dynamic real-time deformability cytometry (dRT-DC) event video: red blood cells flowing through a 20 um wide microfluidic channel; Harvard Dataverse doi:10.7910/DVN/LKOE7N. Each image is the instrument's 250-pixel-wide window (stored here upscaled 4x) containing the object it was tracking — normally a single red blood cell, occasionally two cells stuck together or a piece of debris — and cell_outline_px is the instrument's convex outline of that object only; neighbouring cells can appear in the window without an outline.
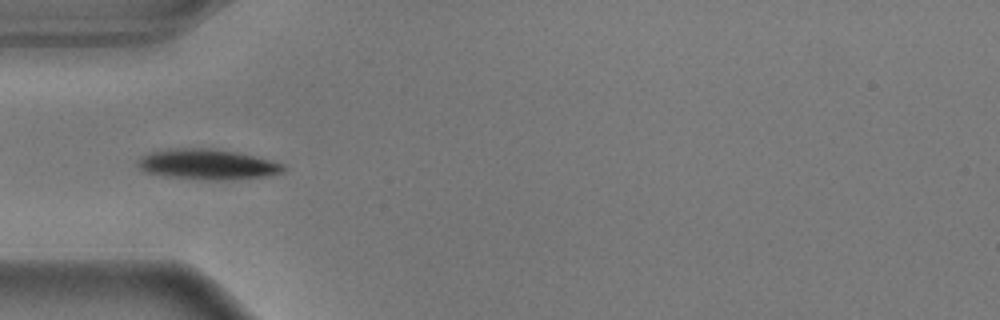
{"species": "common noctule bat (a hibernating species)", "species_latin": "Nyctalus noctula", "temperature_condition": "warm", "stored_images_in_passage": 16, "camera_frame_rate_fps": 3000, "um_per_image_px": 0.085, "animal": {"sex": "male", "body_mass_g": 17.9}, "frame": {"image": 1, "passage_image": 3, "time_ms": 0.667, "image_size_px": [1000, 320], "cell_outline_px": [[288, 168], [284, 172], [268, 176], [168, 176], [148, 172], [140, 168], [140, 160], [144, 156], [152, 152], [176, 148], [208, 148], [236, 152], [256, 156], [272, 160], [284, 164]], "centroid_in_image_um": [17.72, 13.89], "position_along_channel_um": 67.3, "area_um2": 23.76}}
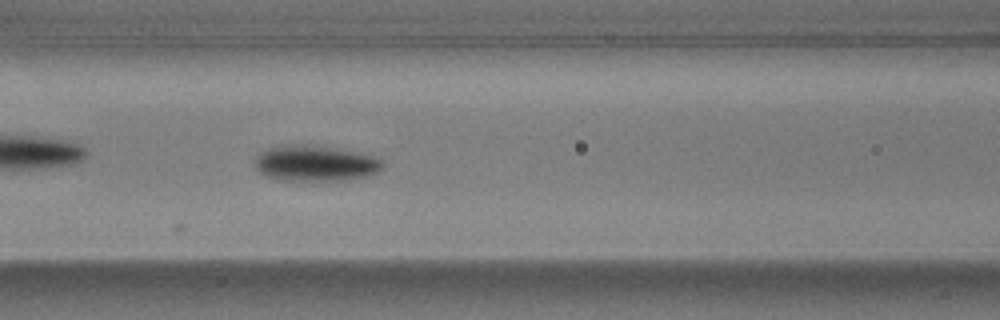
{"frame": {"image": 2, "passage_image": 9, "time_ms": 2.667, "image_size_px": [1000, 320], "cell_outline_px": [[384, 168], [376, 172], [364, 176], [348, 180], [280, 180], [264, 176], [256, 168], [256, 156], [260, 152], [276, 144], [288, 144], [324, 148], [352, 152], [372, 156], [384, 160]], "centroid_in_image_um": [26.75, 13.9], "position_along_channel_um": 139.9, "area_um2": 26.13}}
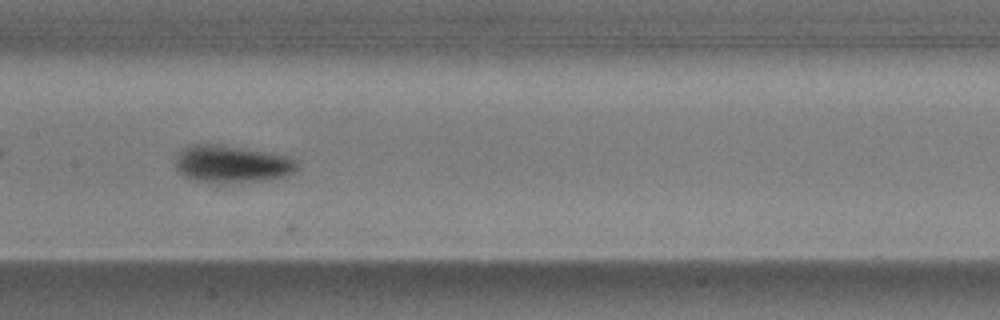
{"frame": {"image": 3, "passage_image": 13, "time_ms": 4.0, "image_size_px": [1000, 320], "cell_outline_px": [[300, 168], [288, 176], [264, 180], [196, 180], [184, 176], [176, 168], [176, 156], [184, 148], [192, 144], [216, 144], [240, 148], [284, 156], [296, 160]], "centroid_in_image_um": [19.72, 13.91], "position_along_channel_um": 187.7, "area_um2": 25.32}}